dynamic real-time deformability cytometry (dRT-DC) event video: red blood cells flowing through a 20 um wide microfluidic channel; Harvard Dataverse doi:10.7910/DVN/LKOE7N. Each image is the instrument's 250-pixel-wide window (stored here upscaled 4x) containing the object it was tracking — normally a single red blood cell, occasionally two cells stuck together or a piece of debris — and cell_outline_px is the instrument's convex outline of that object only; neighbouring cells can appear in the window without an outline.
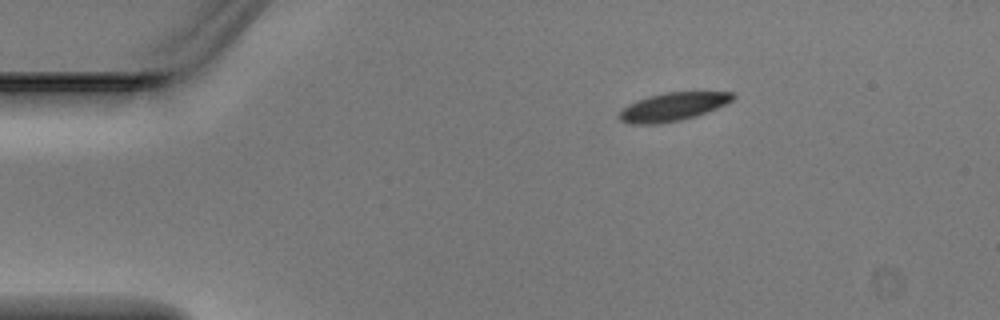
{"species": "Egyptian fruit bat (a non-hibernating species)", "species_latin": "Rousettus aegyptiacus", "temperature_condition": "warm", "stored_images_in_passage": 3, "camera_frame_rate_fps": 3000, "um_per_image_px": 0.085, "animal": {"sex": "male"}, "frame": {"image": 1, "passage_image": 1, "time_ms": 0.0, "image_size_px": [1000, 320], "cell_outline_px": [[736, 96], [732, 100], [716, 108], [696, 116], [680, 120], [660, 124], [632, 124], [620, 120], [616, 116], [628, 104], [648, 96], [668, 92], [732, 92]], "centroid_in_image_um": [57.16, 9.08], "position_along_channel_um": 27.8, "area_um2": 18.55}}
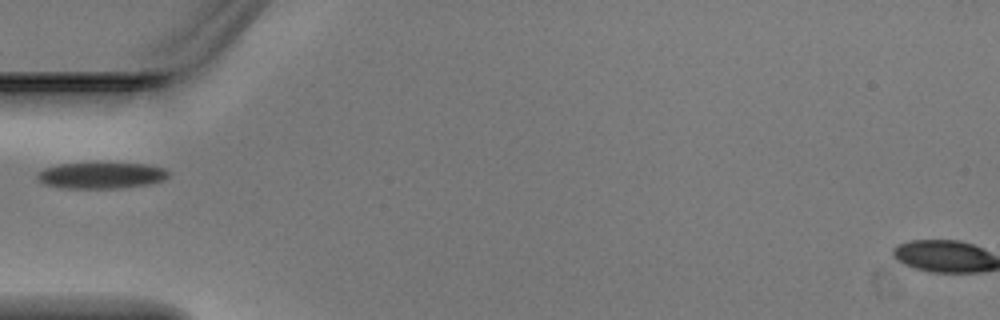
{"frame": {"image": 2, "passage_image": 3, "time_ms": 0.667, "image_size_px": [1000, 320], "cell_outline_px": [[168, 176], [164, 180], [148, 184], [112, 188], [64, 188], [44, 184], [36, 176], [44, 168], [60, 164], [148, 164], [164, 168], [168, 172]], "centroid_in_image_um": [8.61, 14.92], "position_along_channel_um": 76.4, "area_um2": 19.54}}